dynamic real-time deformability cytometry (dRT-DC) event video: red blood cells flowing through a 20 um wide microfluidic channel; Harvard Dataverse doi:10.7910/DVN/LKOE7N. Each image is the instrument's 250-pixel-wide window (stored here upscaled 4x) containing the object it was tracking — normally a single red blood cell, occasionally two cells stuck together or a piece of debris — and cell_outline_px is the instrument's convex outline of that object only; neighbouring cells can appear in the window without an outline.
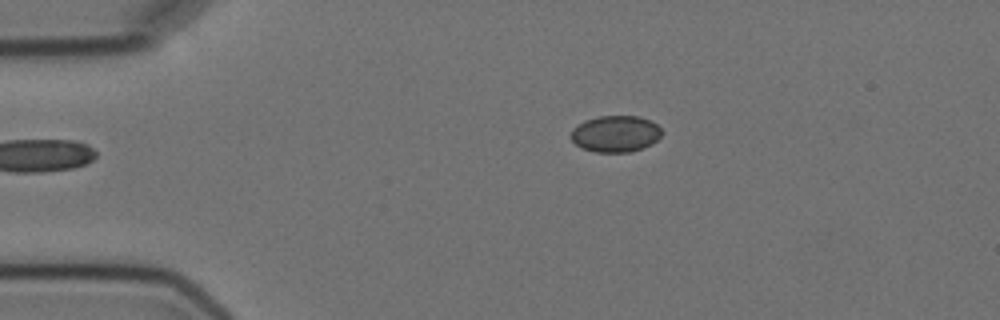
{"species": "Egyptian fruit bat (a non-hibernating species)", "species_latin": "Rousettus aegyptiacus", "temperature_condition": "cold", "stored_images_in_passage": 2, "camera_frame_rate_fps": 3000, "um_per_image_px": 0.085, "animal": {"sex": "female"}, "frame": {"image": 1, "passage_image": 2, "time_ms": 1.0, "image_size_px": [1000, 320], "cell_outline_px": [[660, 136], [652, 144], [628, 152], [596, 152], [580, 148], [572, 140], [572, 128], [584, 120], [600, 116], [640, 116], [652, 120], [660, 128]], "centroid_in_image_um": [52.3, 11.36], "position_along_channel_um": 32.7, "area_um2": 19.25}}